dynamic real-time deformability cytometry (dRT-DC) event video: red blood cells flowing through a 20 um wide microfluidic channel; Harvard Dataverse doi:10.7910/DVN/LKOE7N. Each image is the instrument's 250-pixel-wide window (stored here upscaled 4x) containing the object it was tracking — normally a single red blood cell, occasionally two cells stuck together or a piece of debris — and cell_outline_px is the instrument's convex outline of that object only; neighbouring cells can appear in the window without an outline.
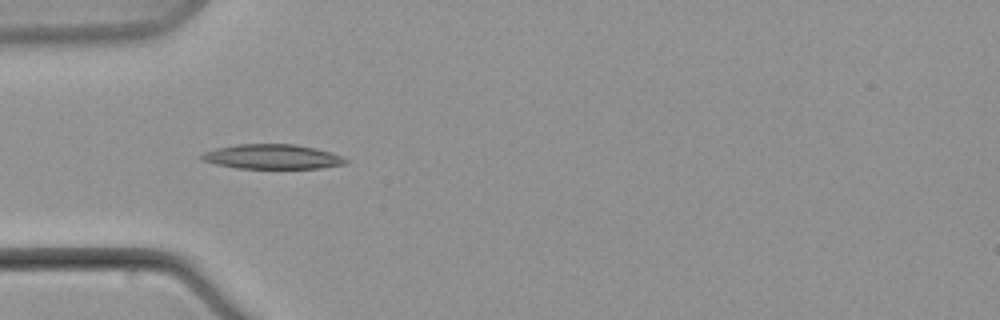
{"species": "common noctule bat (a hibernating species)", "species_latin": "Nyctalus noctula", "temperature_condition": "warm", "stored_images_in_passage": 6, "camera_frame_rate_fps": 3000, "um_per_image_px": 0.085, "animal": {"sex": "male", "body_mass_g": 21.5, "forearm_length_mm": 52.0}, "frame": {"image": 1, "passage_image": 5, "time_ms": 5.0, "image_size_px": [1000, 320], "cell_outline_px": [[348, 164], [320, 168], [236, 168], [216, 164], [200, 160], [200, 156], [204, 152], [216, 148], [236, 144], [296, 144], [316, 148], [340, 156], [348, 160]], "centroid_in_image_um": [23.12, 13.32], "position_along_channel_um": 61.9, "area_um2": 20.69}}
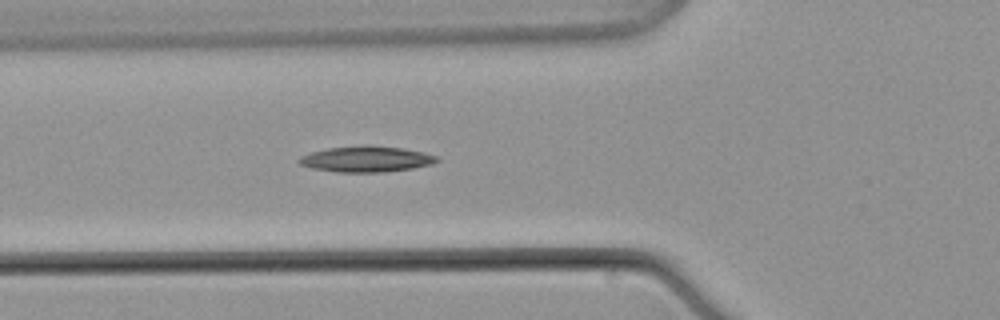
{"frame": {"image": 2, "passage_image": 6, "time_ms": 6.333, "image_size_px": [1000, 320], "cell_outline_px": [[440, 160], [432, 164], [412, 168], [384, 172], [336, 172], [312, 168], [300, 164], [296, 160], [300, 156], [312, 152], [328, 148], [368, 144], [404, 148], [424, 152], [440, 156]], "centroid_in_image_um": [31.17, 13.51], "position_along_channel_um": 94.6, "area_um2": 21.04}}